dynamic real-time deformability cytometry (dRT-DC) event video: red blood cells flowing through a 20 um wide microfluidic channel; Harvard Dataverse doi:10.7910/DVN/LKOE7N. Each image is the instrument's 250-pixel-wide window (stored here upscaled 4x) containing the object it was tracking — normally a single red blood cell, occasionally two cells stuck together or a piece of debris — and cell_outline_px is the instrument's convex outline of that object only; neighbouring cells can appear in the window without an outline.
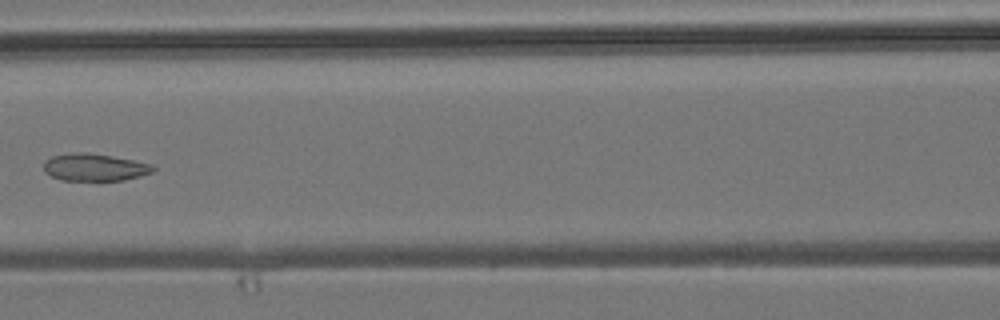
{"species": "common noctule bat (a hibernating species)", "species_latin": "Nyctalus noctula", "temperature_condition": "room temperature", "stored_images_in_passage": 7, "camera_frame_rate_fps": 3000, "um_per_image_px": 0.085, "animal": {"sex": "male", "body_mass_g": 19.2, "forearm_length_mm": 51.8}, "frame": {"image": 1, "passage_image": 7, "time_ms": 7.0, "image_size_px": [1000, 320], "cell_outline_px": [[156, 168], [152, 172], [140, 176], [124, 180], [60, 180], [44, 172], [44, 160], [52, 156], [72, 152], [88, 152], [112, 156], [152, 164]], "centroid_in_image_um": [8.02, 14.21], "position_along_channel_um": 158.6, "area_um2": 17.46}}